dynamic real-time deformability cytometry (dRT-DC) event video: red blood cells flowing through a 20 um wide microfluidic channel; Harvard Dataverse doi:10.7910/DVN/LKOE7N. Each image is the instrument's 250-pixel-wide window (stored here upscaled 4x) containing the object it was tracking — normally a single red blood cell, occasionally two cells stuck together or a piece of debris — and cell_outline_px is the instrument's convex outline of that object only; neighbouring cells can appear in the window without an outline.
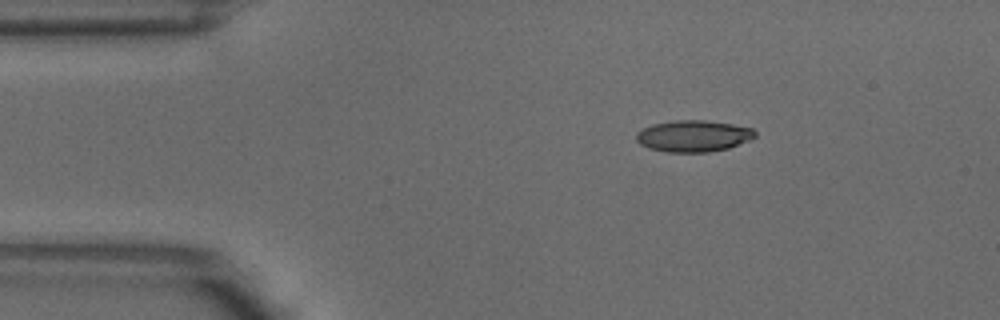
{"species": "common noctule bat (a hibernating species)", "species_latin": "Nyctalus noctula", "temperature_condition": "warm", "stored_images_in_passage": 5, "camera_frame_rate_fps": 3000, "um_per_image_px": 0.085, "animal": {"sex": "male", "body_mass_g": 18.8}, "frame": {"image": 1, "passage_image": 1, "time_ms": 0.0, "image_size_px": [1000, 320], "cell_outline_px": [[756, 136], [748, 140], [728, 148], [708, 152], [668, 152], [648, 148], [640, 144], [636, 140], [636, 132], [640, 128], [652, 124], [676, 120], [704, 120], [732, 124], [752, 128], [756, 132]], "centroid_in_image_um": [58.89, 11.55], "position_along_channel_um": 26.1, "area_um2": 21.85}}
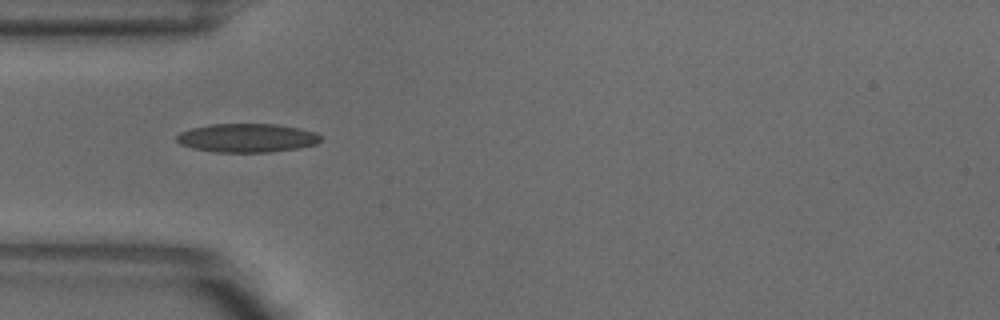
{"frame": {"image": 2, "passage_image": 3, "time_ms": 0.667, "image_size_px": [1000, 320], "cell_outline_px": [[320, 140], [316, 144], [296, 148], [272, 152], [216, 152], [192, 148], [180, 144], [176, 140], [176, 136], [180, 132], [192, 128], [208, 124], [276, 124], [300, 128], [316, 132], [320, 136]], "centroid_in_image_um": [20.98, 11.72], "position_along_channel_um": 64.0, "area_um2": 24.1}}